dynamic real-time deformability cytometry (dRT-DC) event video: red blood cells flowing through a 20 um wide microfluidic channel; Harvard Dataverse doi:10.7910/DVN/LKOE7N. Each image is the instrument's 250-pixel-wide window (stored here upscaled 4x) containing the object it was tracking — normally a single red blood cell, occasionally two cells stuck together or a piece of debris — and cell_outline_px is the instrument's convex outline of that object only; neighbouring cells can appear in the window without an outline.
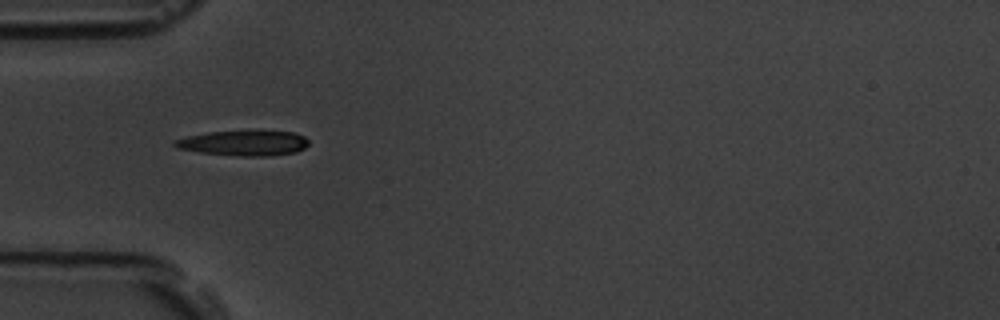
{"species": "common noctule bat (a hibernating species)", "species_latin": "Nyctalus noctula", "temperature_condition": "room temperature", "stored_images_in_passage": 2, "camera_frame_rate_fps": 3000, "um_per_image_px": 0.085, "animal": {"sex": "male", "body_mass_g": 19.5, "forearm_length_mm": 54.6}, "frame": {"image": 1, "passage_image": 1, "time_ms": 0.0, "image_size_px": [1000, 320], "cell_outline_px": [[308, 144], [304, 148], [296, 152], [268, 156], [240, 156], [200, 152], [176, 148], [172, 144], [172, 140], [188, 136], [208, 132], [260, 128], [292, 132], [304, 136], [308, 140]], "centroid_in_image_um": [20.73, 12.11], "position_along_channel_um": 64.3, "area_um2": 20.52}}
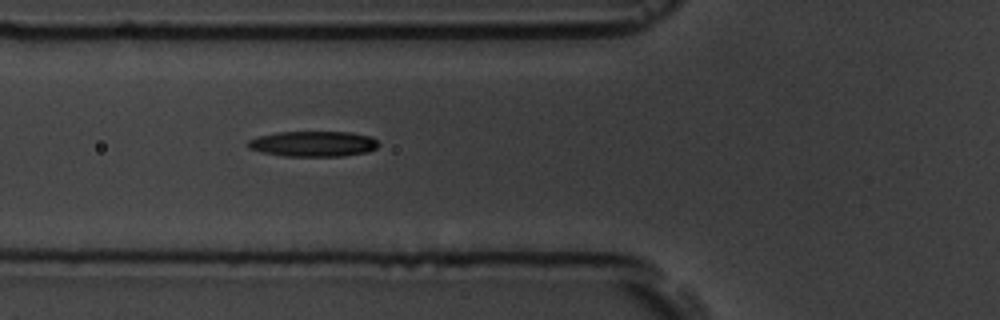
{"frame": {"image": 2, "passage_image": 2, "time_ms": 1.0, "image_size_px": [1000, 320], "cell_outline_px": [[380, 144], [376, 148], [368, 152], [344, 156], [284, 156], [260, 152], [248, 148], [248, 140], [260, 136], [276, 132], [352, 132], [368, 136], [376, 140]], "centroid_in_image_um": [26.63, 12.23], "position_along_channel_um": 99.2, "area_um2": 19.42}}